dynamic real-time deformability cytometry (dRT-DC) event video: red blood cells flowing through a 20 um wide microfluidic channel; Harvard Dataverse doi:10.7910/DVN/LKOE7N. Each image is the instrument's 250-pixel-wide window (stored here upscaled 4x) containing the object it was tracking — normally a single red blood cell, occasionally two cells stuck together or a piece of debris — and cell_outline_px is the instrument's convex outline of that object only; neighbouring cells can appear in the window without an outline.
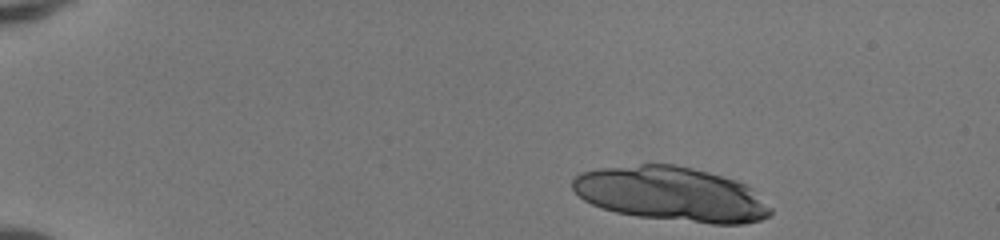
{"species": "human", "species_latin": "Homo sapiens", "temperature_condition": "room temperature", "stored_images_in_passage": 43, "camera_frame_rate_fps": 3000, "um_per_image_px": 0.085, "donor": {"sex": "female"}, "frame": {"image": 1, "passage_image": 1, "time_ms": 0.0, "image_size_px": [1000, 240], "cell_outline_px": [[772, 212], [768, 216], [760, 220], [744, 224], [712, 224], [636, 216], [616, 212], [592, 204], [584, 200], [572, 188], [572, 180], [580, 172], [600, 168], [640, 164], [676, 164], [708, 172], [736, 180], [752, 188], [772, 208]], "centroid_in_image_um": [57.07, 16.5], "position_along_channel_um": 27.9, "area_um2": 62.83}}
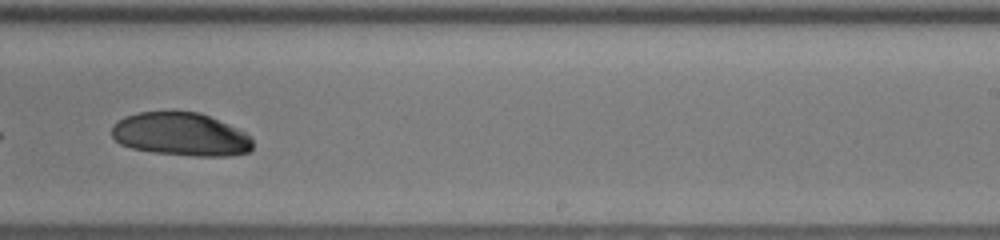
{"frame": {"image": 2, "passage_image": 27, "time_ms": 8.667, "image_size_px": [1000, 240], "cell_outline_px": [[252, 148], [248, 152], [232, 156], [196, 156], [152, 152], [132, 148], [120, 144], [112, 136], [112, 124], [116, 120], [124, 116], [140, 112], [172, 108], [200, 112], [228, 124], [244, 132], [252, 140]], "centroid_in_image_um": [15.32, 11.37], "position_along_channel_um": 273.7, "area_um2": 36.36}}
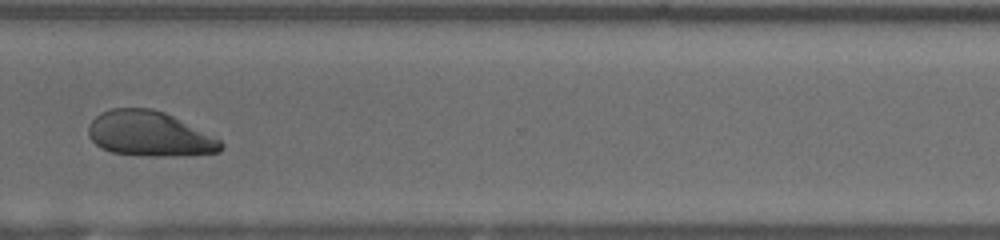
{"frame": {"image": 3, "passage_image": 33, "time_ms": 10.667, "image_size_px": [1000, 240], "cell_outline_px": [[224, 148], [220, 152], [172, 156], [140, 156], [112, 152], [100, 148], [88, 136], [88, 124], [100, 112], [112, 108], [152, 108], [164, 112], [220, 140], [224, 144]], "centroid_in_image_um": [12.66, 11.38], "position_along_channel_um": 357.9, "area_um2": 34.68}}